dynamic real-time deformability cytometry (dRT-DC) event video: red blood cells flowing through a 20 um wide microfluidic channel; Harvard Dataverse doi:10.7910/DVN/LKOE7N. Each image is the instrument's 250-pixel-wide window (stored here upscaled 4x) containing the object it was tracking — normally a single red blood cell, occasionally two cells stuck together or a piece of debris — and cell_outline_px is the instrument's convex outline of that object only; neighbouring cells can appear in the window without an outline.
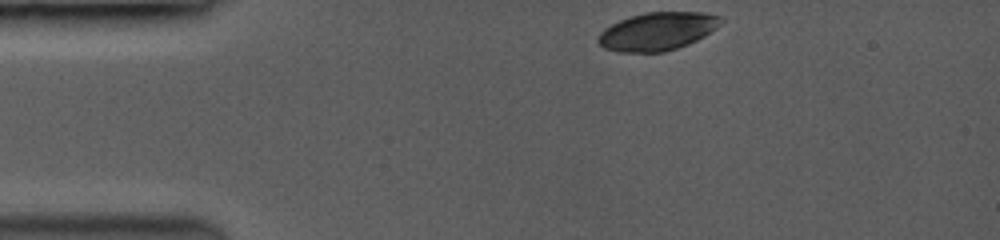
{"species": "common noctule bat (a hibernating species)", "species_latin": "Nyctalus noctula", "temperature_condition": "room temperature", "stored_images_in_passage": 43, "camera_frame_rate_fps": 3500, "um_per_image_px": 0.085, "animal": {"sex": "female", "body_mass_g": 19.0, "forearm_length_mm": 53.3}, "frame": {"image": 1, "passage_image": 1, "time_ms": 0.0, "image_size_px": [1000, 240], "cell_outline_px": [[720, 16], [716, 28], [704, 36], [688, 44], [664, 52], [620, 52], [604, 48], [596, 40], [600, 32], [604, 28], [620, 20], [632, 16], [648, 12], [700, 12]], "centroid_in_image_um": [55.83, 2.67], "position_along_channel_um": 29.2, "area_um2": 26.82}}
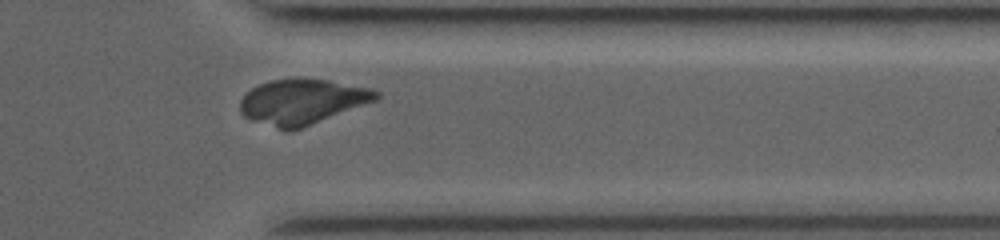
{"frame": {"image": 2, "passage_image": 37, "time_ms": 10.286, "image_size_px": [1000, 240], "cell_outline_px": [[380, 96], [376, 100], [292, 132], [284, 132], [252, 120], [244, 116], [240, 112], [240, 100], [252, 88], [260, 84], [272, 80], [328, 80], [368, 88], [380, 92]], "centroid_in_image_um": [25.66, 8.69], "position_along_channel_um": 385.7, "area_um2": 35.43}}
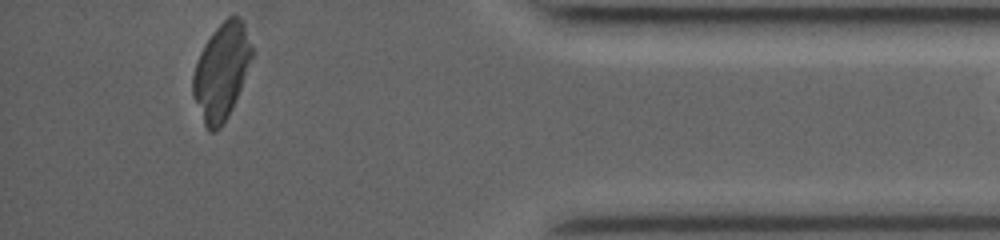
{"frame": {"image": 3, "passage_image": 42, "time_ms": 11.714, "image_size_px": [1000, 240], "cell_outline_px": [[252, 56], [240, 88], [232, 108], [228, 116], [220, 128], [212, 132], [208, 132], [204, 124], [192, 92], [192, 76], [200, 52], [204, 44], [216, 28], [228, 16], [236, 16], [244, 20], [252, 48]], "centroid_in_image_um": [18.81, 6.06], "position_along_channel_um": 416.4, "area_um2": 32.54}}